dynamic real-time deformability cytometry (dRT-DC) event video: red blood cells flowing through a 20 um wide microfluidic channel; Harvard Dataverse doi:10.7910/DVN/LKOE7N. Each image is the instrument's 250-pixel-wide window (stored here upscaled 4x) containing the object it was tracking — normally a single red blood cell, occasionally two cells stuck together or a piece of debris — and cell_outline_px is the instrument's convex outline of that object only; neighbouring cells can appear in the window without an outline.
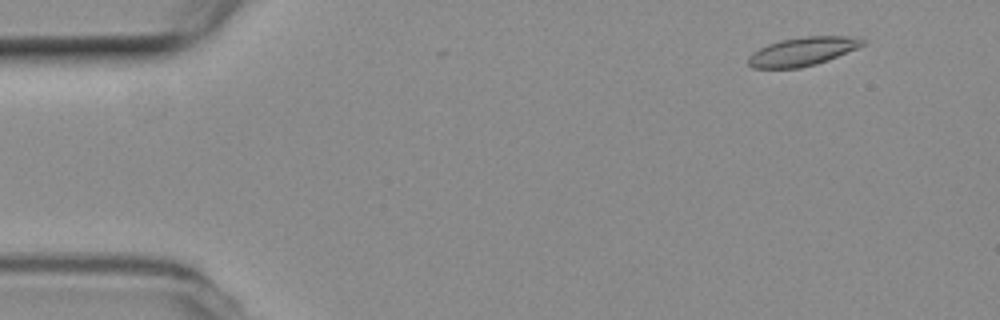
{"species": "common noctule bat (a hibernating species)", "species_latin": "Nyctalus noctula", "temperature_condition": "room temperature", "stored_images_in_passage": 52, "camera_frame_rate_fps": 3000, "um_per_image_px": 0.085, "animal": {"sex": "female", "body_mass_g": 19.3, "forearm_length_mm": 54.1}, "frame": {"image": 1, "passage_image": 3, "time_ms": 0.667, "image_size_px": [1000, 320], "cell_outline_px": [[868, 40], [864, 44], [856, 48], [828, 60], [816, 64], [800, 68], [752, 68], [748, 64], [748, 56], [752, 52], [768, 44], [780, 40], [804, 36], [848, 36]], "centroid_in_image_um": [68.19, 4.37], "position_along_channel_um": 16.8, "area_um2": 19.02}}
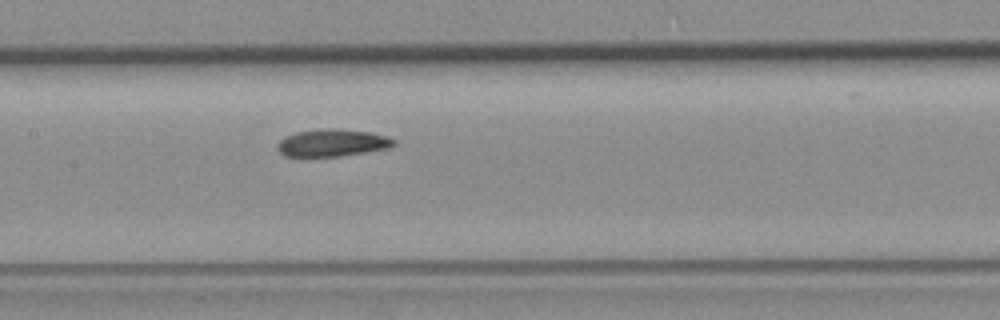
{"frame": {"image": 2, "passage_image": 24, "time_ms": 7.667, "image_size_px": [1000, 320], "cell_outline_px": [[396, 144], [388, 148], [364, 152], [336, 156], [284, 156], [276, 148], [276, 144], [284, 136], [296, 132], [328, 128], [336, 128], [368, 132], [388, 136], [396, 140]], "centroid_in_image_um": [28.23, 12.13], "position_along_channel_um": 179.2, "area_um2": 18.44}}
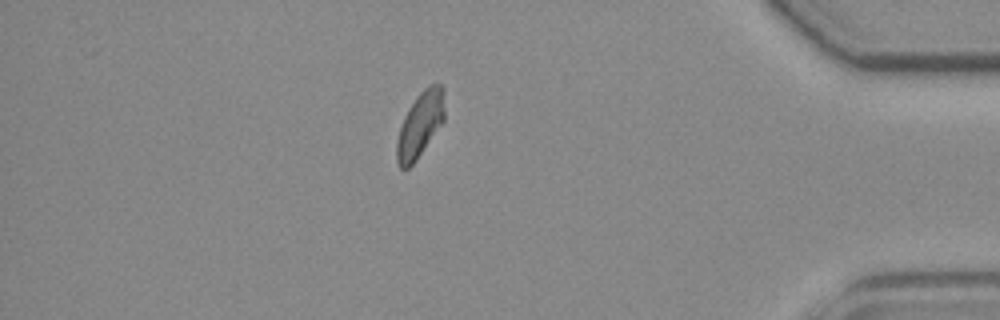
{"frame": {"image": 3, "passage_image": 45, "time_ms": 14.667, "image_size_px": [1000, 320], "cell_outline_px": [[444, 120], [416, 160], [408, 168], [400, 168], [396, 160], [396, 140], [404, 116], [408, 108], [416, 96], [424, 88], [432, 84], [440, 84], [444, 88]], "centroid_in_image_um": [35.69, 10.58], "position_along_channel_um": 399.5, "area_um2": 18.09}}